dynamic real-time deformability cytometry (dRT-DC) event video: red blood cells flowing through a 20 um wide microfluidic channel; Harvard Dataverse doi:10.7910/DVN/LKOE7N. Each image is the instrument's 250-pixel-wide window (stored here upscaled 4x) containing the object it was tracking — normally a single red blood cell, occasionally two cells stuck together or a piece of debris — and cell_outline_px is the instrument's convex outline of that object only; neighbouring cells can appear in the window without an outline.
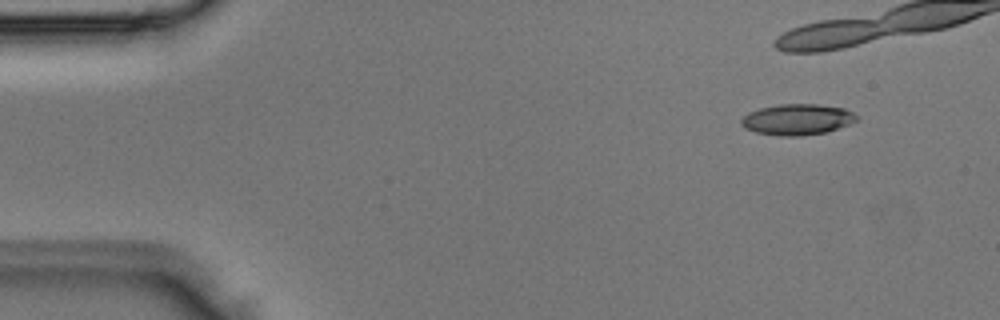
{"species": "Egyptian fruit bat (a non-hibernating species)", "species_latin": "Rousettus aegyptiacus", "temperature_condition": "room temperature", "stored_images_in_passage": 4, "camera_frame_rate_fps": 3000, "um_per_image_px": 0.085, "animal": {"sex": "male"}, "frame": {"image": 1, "passage_image": 1, "time_ms": 0.0, "image_size_px": [1000, 320], "cell_outline_px": [[856, 120], [848, 124], [824, 132], [800, 136], [780, 136], [756, 132], [744, 128], [740, 124], [740, 120], [748, 112], [760, 108], [780, 104], [820, 104], [844, 108], [852, 112], [856, 116]], "centroid_in_image_um": [67.71, 10.15], "position_along_channel_um": 17.3, "area_um2": 20.63}}